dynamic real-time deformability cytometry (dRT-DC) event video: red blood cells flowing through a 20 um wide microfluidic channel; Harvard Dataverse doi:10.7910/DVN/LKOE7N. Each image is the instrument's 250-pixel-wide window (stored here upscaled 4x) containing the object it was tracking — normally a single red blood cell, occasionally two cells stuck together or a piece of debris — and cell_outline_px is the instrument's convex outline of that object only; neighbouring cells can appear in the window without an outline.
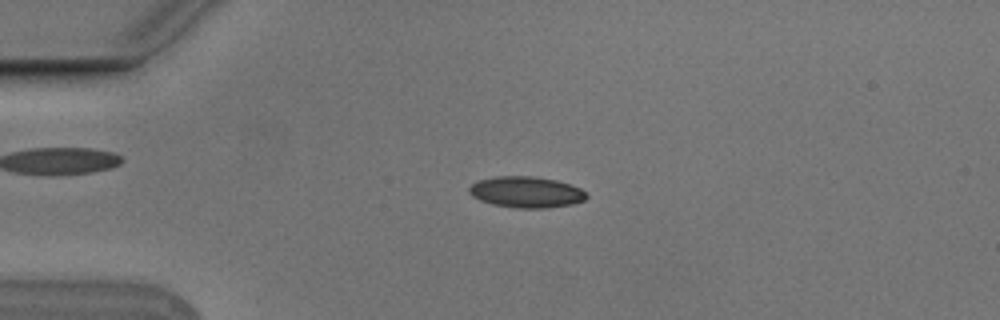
{"species": "Egyptian fruit bat (a non-hibernating species)", "species_latin": "Rousettus aegyptiacus", "temperature_condition": "cold", "stored_images_in_passage": 55, "camera_frame_rate_fps": 3000, "um_per_image_px": 0.085, "animal": {"sex": "male"}, "frame": {"image": 1, "passage_image": 14, "time_ms": 4.333, "image_size_px": [1000, 320], "cell_outline_px": [[588, 196], [584, 200], [572, 204], [548, 208], [516, 208], [492, 204], [480, 200], [472, 196], [468, 192], [468, 188], [476, 180], [496, 176], [532, 176], [556, 180], [572, 184], [580, 188]], "centroid_in_image_um": [44.71, 16.32], "position_along_channel_um": 40.3, "area_um2": 21.44}}
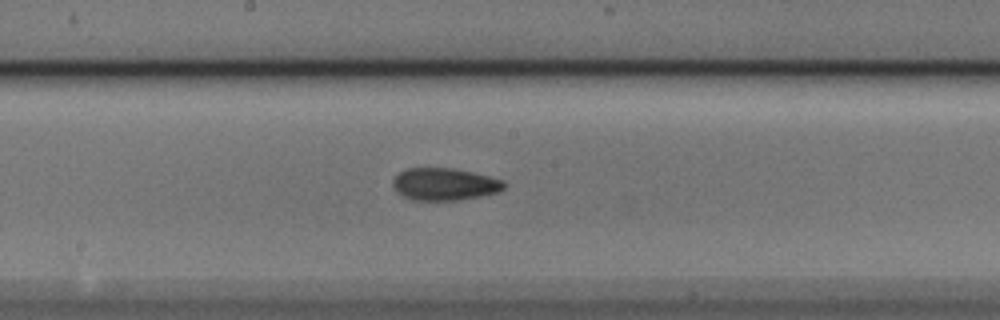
{"frame": {"image": 2, "passage_image": 30, "time_ms": 9.667, "image_size_px": [1000, 320], "cell_outline_px": [[504, 188], [500, 192], [460, 200], [412, 200], [396, 192], [392, 184], [392, 180], [400, 172], [408, 168], [452, 168], [472, 172], [504, 180]], "centroid_in_image_um": [37.78, 15.66], "position_along_channel_um": 210.4, "area_um2": 20.92}}
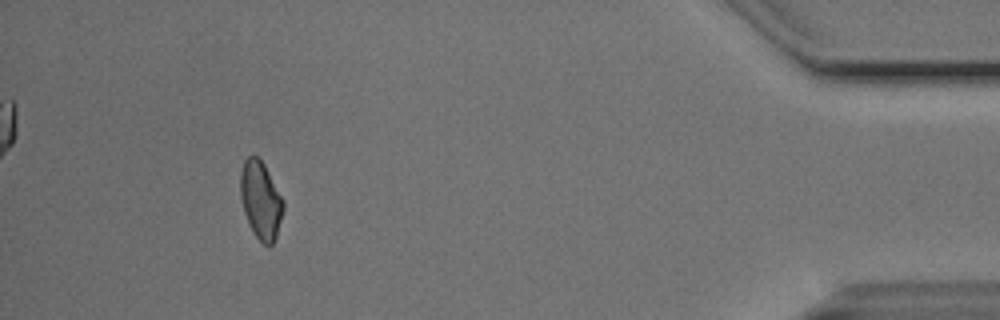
{"frame": {"image": 3, "passage_image": 51, "time_ms": 16.667, "image_size_px": [1000, 320], "cell_outline_px": [[284, 208], [276, 236], [272, 244], [268, 248], [252, 232], [244, 212], [240, 196], [240, 172], [244, 160], [248, 156], [256, 156], [264, 164], [284, 200]], "centroid_in_image_um": [22.15, 17.01], "position_along_channel_um": 413.0, "area_um2": 19.42}, "authors_computed_cell_mechanics": {"area_um2": 19.9988, "velocity_mm_per_s": 3.7707, "shape_relaxation_time_tau1_ms": 4.5978, "shape_relaxation_time_tau2_ms": 3.7011, "deformation_change_tau1": 0.115, "deformation_change_tau2": 0.0938}}